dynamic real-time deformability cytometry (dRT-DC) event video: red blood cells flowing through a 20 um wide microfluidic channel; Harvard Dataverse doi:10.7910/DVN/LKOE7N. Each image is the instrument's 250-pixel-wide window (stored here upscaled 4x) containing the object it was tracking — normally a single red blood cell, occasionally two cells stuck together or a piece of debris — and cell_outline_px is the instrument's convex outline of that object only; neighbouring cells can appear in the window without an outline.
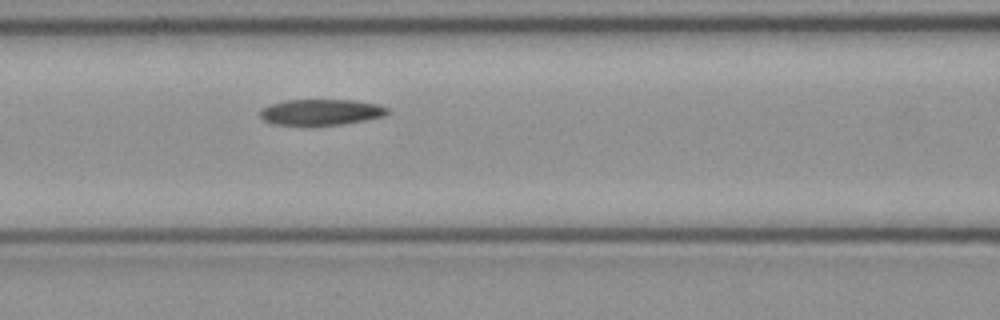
{"species": "common noctule bat (a hibernating species)", "species_latin": "Nyctalus noctula", "temperature_condition": "cold", "stored_images_in_passage": 3, "camera_frame_rate_fps": 3000, "um_per_image_px": 0.085, "animal": {"sex": "female", "body_mass_g": 21.9}, "frame": {"image": 1, "passage_image": 3, "time_ms": 0.667, "image_size_px": [1000, 320], "cell_outline_px": [[392, 112], [384, 116], [364, 120], [340, 124], [308, 128], [304, 128], [272, 124], [264, 120], [260, 116], [260, 108], [272, 104], [288, 100], [352, 100], [376, 104], [388, 108]], "centroid_in_image_um": [27.23, 9.58], "position_along_channel_um": 139.4, "area_um2": 19.94}}